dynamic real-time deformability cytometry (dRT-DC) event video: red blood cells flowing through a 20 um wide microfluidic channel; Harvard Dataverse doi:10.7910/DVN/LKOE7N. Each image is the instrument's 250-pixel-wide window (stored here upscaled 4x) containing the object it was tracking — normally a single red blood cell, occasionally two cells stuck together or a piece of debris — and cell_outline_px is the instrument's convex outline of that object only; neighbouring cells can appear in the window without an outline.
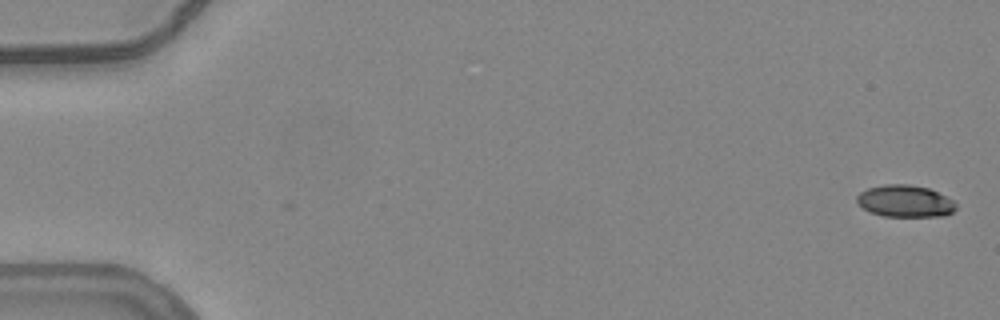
{"species": "common noctule bat (a hibernating species)", "species_latin": "Nyctalus noctula", "temperature_condition": "warm", "stored_images_in_passage": 2, "camera_frame_rate_fps": 3000, "um_per_image_px": 0.085, "animal": {"sex": "female", "body_mass_g": 24.6, "forearm_length_mm": 56.2}, "frame": {"image": 1, "passage_image": 2, "time_ms": 0.333, "image_size_px": [1000, 320], "cell_outline_px": [[956, 208], [952, 212], [944, 216], [884, 216], [872, 212], [864, 208], [856, 200], [856, 196], [860, 192], [868, 188], [884, 184], [908, 184], [928, 188], [952, 200], [956, 204]], "centroid_in_image_um": [76.92, 17.09], "position_along_channel_um": 8.1, "area_um2": 18.21}}